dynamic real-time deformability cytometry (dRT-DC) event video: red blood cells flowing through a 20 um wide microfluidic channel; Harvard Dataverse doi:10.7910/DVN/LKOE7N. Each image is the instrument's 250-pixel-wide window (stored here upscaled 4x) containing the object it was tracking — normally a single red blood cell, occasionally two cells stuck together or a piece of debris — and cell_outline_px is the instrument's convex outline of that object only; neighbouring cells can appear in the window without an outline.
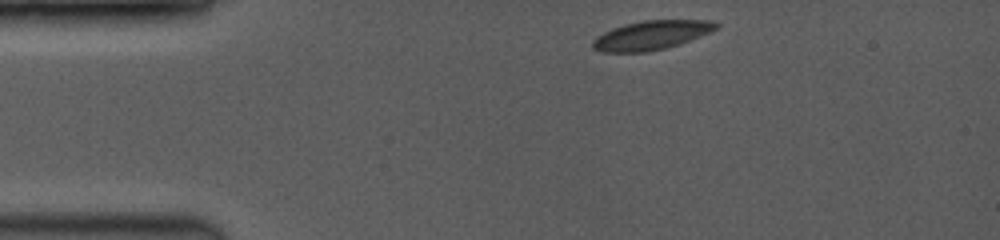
{"species": "common noctule bat (a hibernating species)", "species_latin": "Nyctalus noctula", "temperature_condition": "room temperature", "stored_images_in_passage": 9, "camera_frame_rate_fps": 3500, "um_per_image_px": 0.085, "animal": {"sex": "female", "body_mass_g": 19.0, "forearm_length_mm": 53.3}, "frame": {"image": 1, "passage_image": 1, "time_ms": 0.0, "image_size_px": [1000, 240], "cell_outline_px": [[720, 24], [716, 28], [708, 32], [680, 44], [648, 52], [600, 52], [592, 48], [592, 44], [604, 32], [628, 24], [644, 20], [708, 20]], "centroid_in_image_um": [55.38, 3.0], "position_along_channel_um": 29.6, "area_um2": 20.35}}
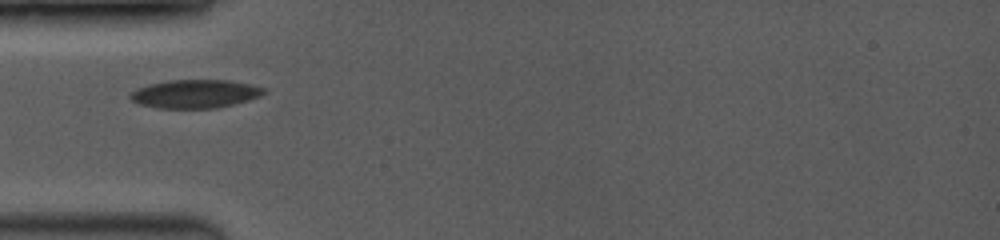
{"frame": {"image": 2, "passage_image": 6, "time_ms": 2.286, "image_size_px": [1000, 240], "cell_outline_px": [[268, 92], [260, 96], [248, 100], [216, 108], [156, 108], [140, 104], [132, 100], [128, 96], [132, 92], [148, 84], [168, 80], [228, 80], [248, 84], [264, 88]], "centroid_in_image_um": [16.58, 7.97], "position_along_channel_um": 68.4, "area_um2": 21.96}}
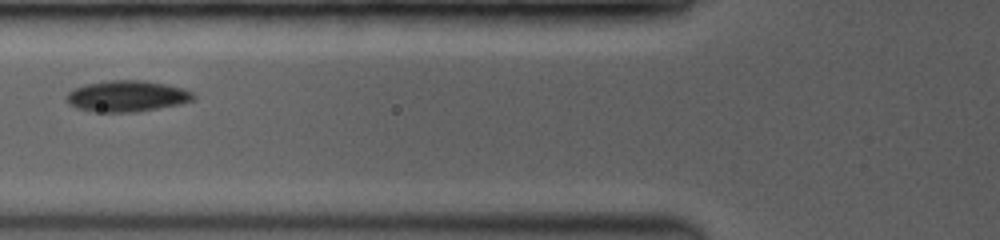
{"frame": {"image": 3, "passage_image": 8, "time_ms": 3.429, "image_size_px": [1000, 240], "cell_outline_px": [[196, 100], [180, 104], [136, 112], [92, 112], [76, 108], [68, 104], [68, 92], [72, 88], [84, 84], [108, 80], [144, 80], [184, 88], [192, 92], [196, 96]], "centroid_in_image_um": [10.79, 8.17], "position_along_channel_um": 115.0, "area_um2": 23.29}}